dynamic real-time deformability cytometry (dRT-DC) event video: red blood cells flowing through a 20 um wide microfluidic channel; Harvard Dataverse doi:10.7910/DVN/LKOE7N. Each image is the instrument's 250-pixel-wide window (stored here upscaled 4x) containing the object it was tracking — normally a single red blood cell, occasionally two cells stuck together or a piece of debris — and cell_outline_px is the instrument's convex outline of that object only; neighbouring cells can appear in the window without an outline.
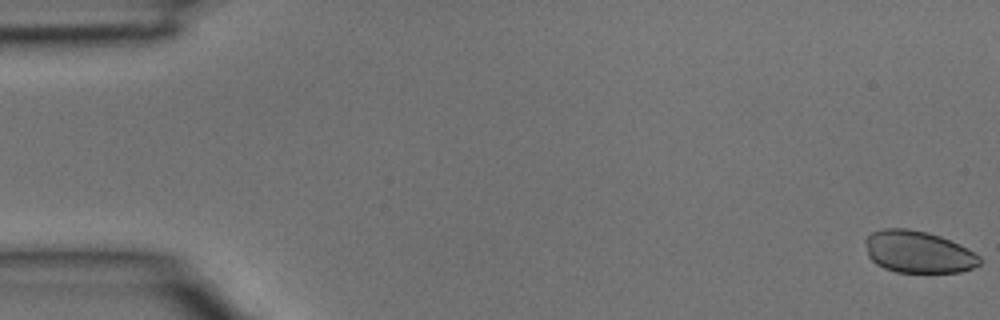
{"species": "common noctule bat (a hibernating species)", "species_latin": "Nyctalus noctula", "temperature_condition": "room temperature", "stored_images_in_passage": 41, "camera_frame_rate_fps": 3000, "um_per_image_px": 0.085, "animal": {"sex": "male", "body_mass_g": 15.6}, "frame": {"image": 1, "passage_image": 1, "time_ms": 0.0, "image_size_px": [1000, 320], "cell_outline_px": [[980, 264], [972, 268], [960, 272], [896, 272], [884, 268], [876, 264], [868, 256], [864, 240], [872, 232], [884, 228], [908, 228], [928, 232], [940, 236], [960, 244], [980, 256]], "centroid_in_image_um": [78.03, 21.4], "position_along_channel_um": 7.0, "area_um2": 28.09}}
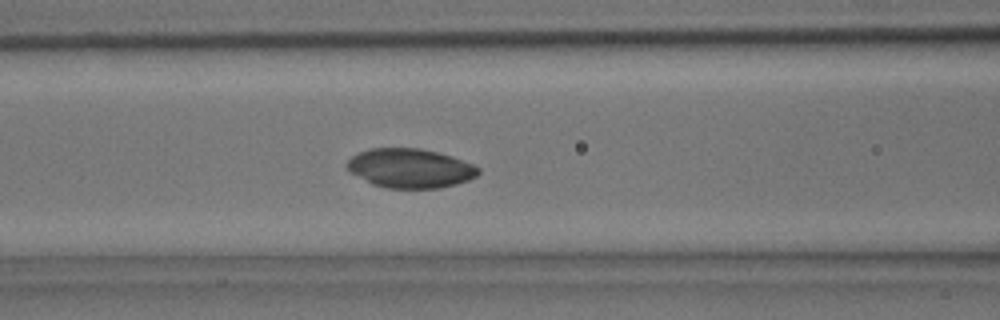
{"frame": {"image": 2, "passage_image": 17, "time_ms": 5.333, "image_size_px": [1000, 320], "cell_outline_px": [[480, 172], [476, 176], [468, 180], [456, 184], [440, 188], [388, 188], [372, 184], [348, 172], [344, 164], [352, 156], [368, 148], [420, 148], [452, 156], [476, 164], [480, 168]], "centroid_in_image_um": [34.86, 14.3], "position_along_channel_um": 131.7, "area_um2": 30.35}}
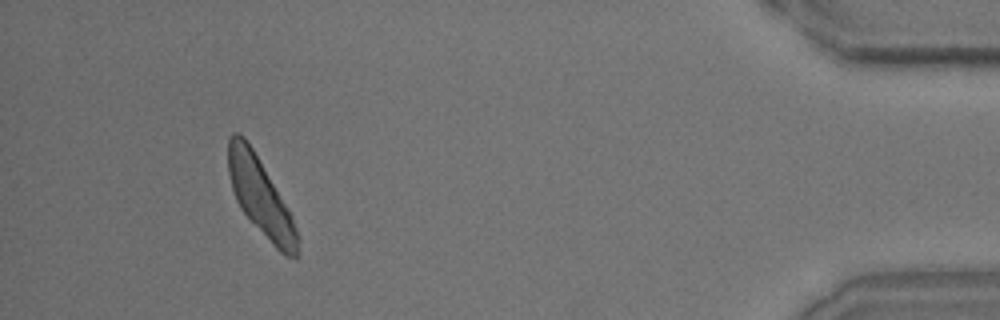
{"frame": {"image": 3, "passage_image": 38, "time_ms": 12.333, "image_size_px": [1000, 320], "cell_outline_px": [[300, 236], [296, 260], [284, 256], [272, 244], [240, 208], [236, 200], [232, 188], [228, 172], [228, 136], [232, 132], [240, 132], [244, 136], [252, 148], [284, 204]], "centroid_in_image_um": [22.11, 16.73], "position_along_channel_um": 413.1, "area_um2": 30.46}}